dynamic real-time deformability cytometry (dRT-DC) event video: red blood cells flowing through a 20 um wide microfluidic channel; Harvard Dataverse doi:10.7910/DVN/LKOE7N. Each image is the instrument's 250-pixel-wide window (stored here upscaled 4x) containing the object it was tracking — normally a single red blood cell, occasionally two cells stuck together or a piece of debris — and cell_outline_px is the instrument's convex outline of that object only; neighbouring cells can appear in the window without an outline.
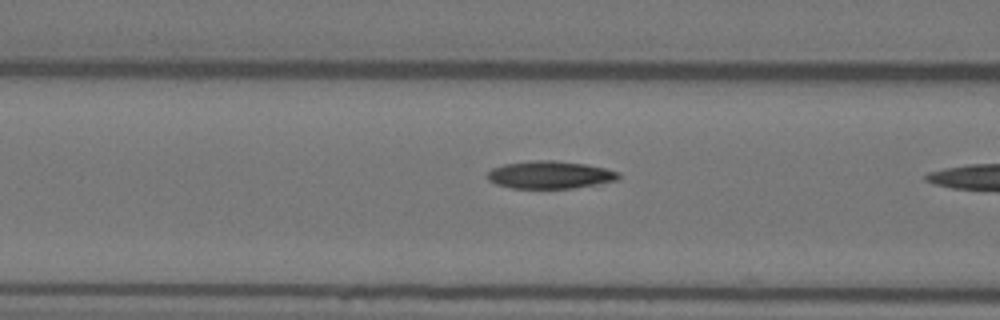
{"species": "Egyptian fruit bat (a non-hibernating species)", "species_latin": "Rousettus aegyptiacus", "temperature_condition": "warm", "stored_images_in_passage": 6, "camera_frame_rate_fps": 3000, "um_per_image_px": 0.085, "animal": {"sex": "female"}, "frame": {"image": 1, "passage_image": 5, "time_ms": 1.333, "image_size_px": [1000, 320], "cell_outline_px": [[620, 176], [616, 180], [596, 184], [572, 188], [512, 188], [496, 184], [488, 180], [488, 172], [492, 168], [504, 164], [532, 160], [556, 160], [588, 164], [620, 172]], "centroid_in_image_um": [46.74, 14.85], "position_along_channel_um": 119.9, "area_um2": 21.1}}